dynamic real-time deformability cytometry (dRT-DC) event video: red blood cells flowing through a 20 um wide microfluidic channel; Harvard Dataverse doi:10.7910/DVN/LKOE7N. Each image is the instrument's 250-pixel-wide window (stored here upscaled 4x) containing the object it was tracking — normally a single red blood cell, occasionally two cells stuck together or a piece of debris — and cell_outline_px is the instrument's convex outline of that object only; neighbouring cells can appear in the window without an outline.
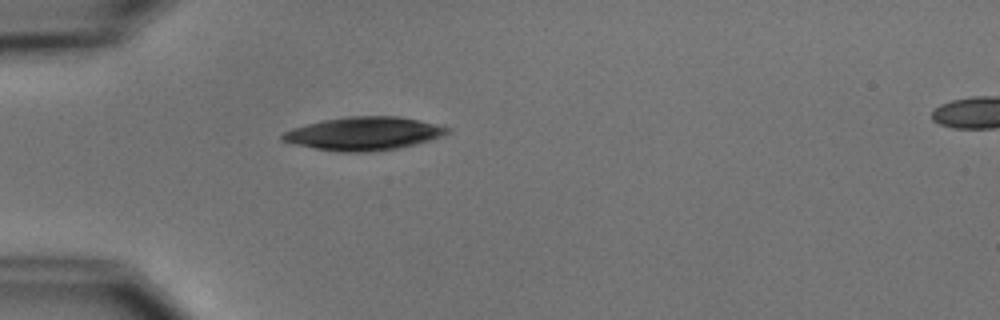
{"species": "common noctule bat (a hibernating species)", "species_latin": "Nyctalus noctula", "temperature_condition": "cold", "stored_images_in_passage": 2, "segment_of_instrument_passage": [1, 2], "camera_frame_rate_fps": 3000, "um_per_image_px": 0.085, "animal": {"sex": "male", "body_mass_g": 15.6}, "frame": {"image": 1, "passage_image": 1, "time_ms": 0.0, "image_size_px": [1000, 320], "cell_outline_px": [[452, 128], [448, 132], [440, 136], [428, 140], [400, 148], [372, 152], [340, 152], [292, 144], [280, 140], [280, 136], [284, 132], [292, 128], [324, 120], [344, 116], [396, 116], [416, 120]], "centroid_in_image_um": [30.87, 11.36], "position_along_channel_um": 54.1, "area_um2": 31.73}}